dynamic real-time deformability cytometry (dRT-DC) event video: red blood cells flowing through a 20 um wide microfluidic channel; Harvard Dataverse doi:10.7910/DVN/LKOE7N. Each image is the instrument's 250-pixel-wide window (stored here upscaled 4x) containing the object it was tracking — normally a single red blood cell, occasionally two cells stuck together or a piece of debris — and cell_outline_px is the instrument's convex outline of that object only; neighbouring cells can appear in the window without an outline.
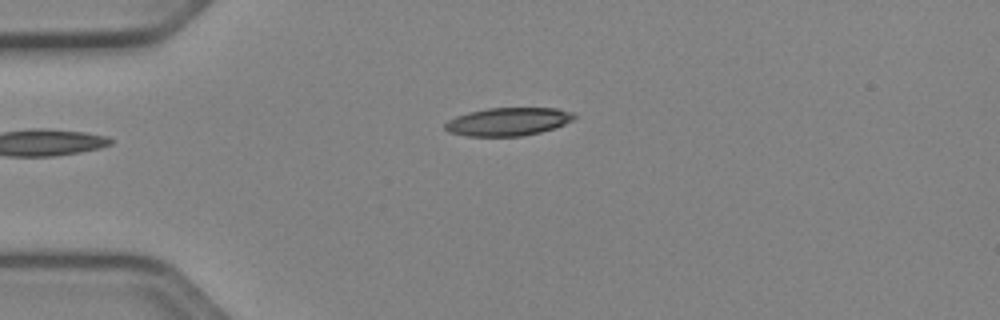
{"species": "Egyptian fruit bat (a non-hibernating species)", "species_latin": "Rousettus aegyptiacus", "temperature_condition": "cold", "stored_images_in_passage": 40, "camera_frame_rate_fps": 3000, "um_per_image_px": 0.085, "animal": {"sex": "female"}, "frame": {"image": 1, "passage_image": 1, "time_ms": 0.0, "image_size_px": [1000, 320], "cell_outline_px": [[576, 116], [572, 120], [564, 124], [540, 132], [524, 136], [464, 136], [448, 132], [444, 128], [444, 124], [448, 120], [456, 116], [468, 112], [488, 108], [556, 108], [576, 112]], "centroid_in_image_um": [43.17, 10.34], "position_along_channel_um": 41.8, "area_um2": 21.27}}
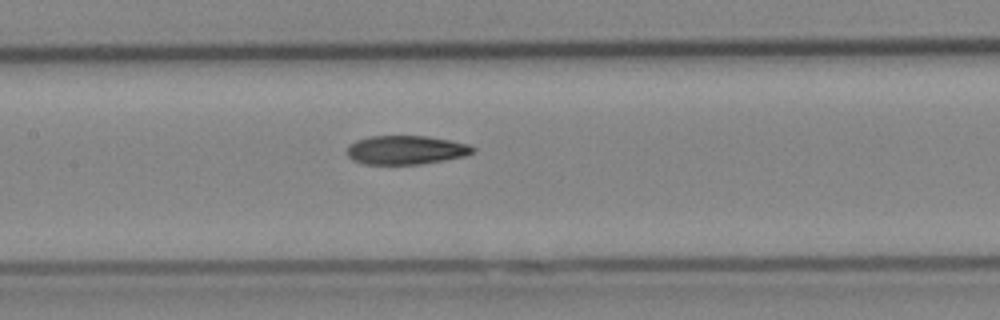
{"frame": {"image": 2, "passage_image": 13, "time_ms": 4.0, "image_size_px": [1000, 320], "cell_outline_px": [[476, 152], [464, 156], [444, 160], [420, 164], [364, 164], [352, 160], [348, 156], [348, 144], [356, 140], [368, 136], [428, 136], [468, 144], [476, 148]], "centroid_in_image_um": [34.5, 12.74], "position_along_channel_um": 172.9, "area_um2": 21.21}}
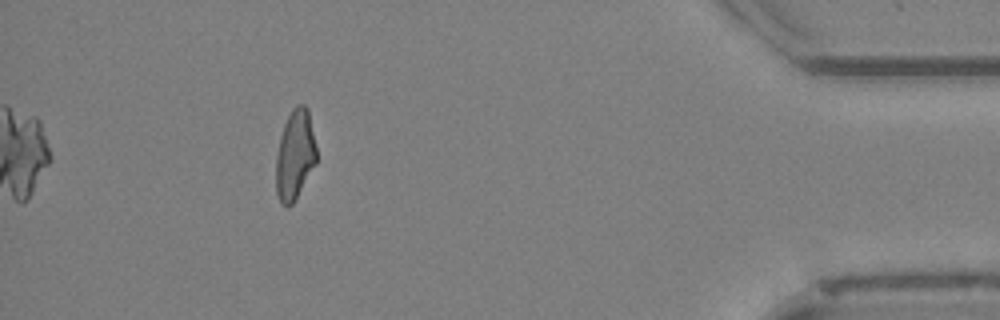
{"frame": {"image": 3, "passage_image": 35, "time_ms": 11.333, "image_size_px": [1000, 320], "cell_outline_px": [[316, 164], [292, 204], [288, 208], [280, 204], [276, 192], [276, 156], [280, 136], [284, 124], [292, 108], [296, 104], [304, 104], [308, 108], [316, 148]], "centroid_in_image_um": [25.06, 13.17], "position_along_channel_um": 410.1, "area_um2": 21.27}, "authors_computed_cell_mechanics": {"area_um2": 21.6461, "velocity_mm_per_s": 3.971, "shape_relaxation_time_tau1_ms": 7.8546, "shape_relaxation_time_tau2_ms": 3.4615, "deformation_change_tau1": 0.1908, "deformation_change_tau2": 0.1136}}